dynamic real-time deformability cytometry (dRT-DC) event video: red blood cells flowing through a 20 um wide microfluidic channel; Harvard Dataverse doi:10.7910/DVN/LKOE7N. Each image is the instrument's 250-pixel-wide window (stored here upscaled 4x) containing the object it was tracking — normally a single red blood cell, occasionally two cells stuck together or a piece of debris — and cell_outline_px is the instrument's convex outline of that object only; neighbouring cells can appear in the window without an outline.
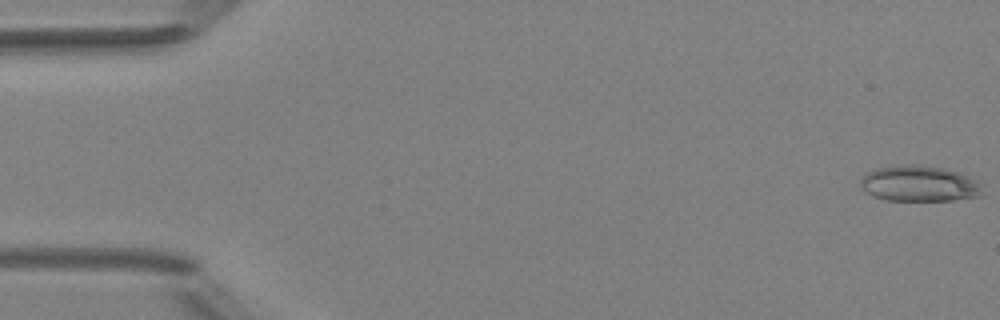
{"species": "Egyptian fruit bat (a non-hibernating species)", "species_latin": "Rousettus aegyptiacus", "temperature_condition": "room temperature", "stored_images_in_passage": 6, "camera_frame_rate_fps": 3000, "um_per_image_px": 0.085, "animal": {"sex": "female"}, "frame": {"image": 1, "passage_image": 1, "time_ms": 0.0, "image_size_px": [1000, 320], "cell_outline_px": [[984, 184], [980, 196], [952, 200], [884, 200], [872, 196], [864, 192], [860, 188], [860, 180], [868, 172], [876, 168], [896, 164], [920, 164], [944, 168], [968, 176]], "centroid_in_image_um": [78.11, 15.6], "position_along_channel_um": 6.9, "area_um2": 25.84}}